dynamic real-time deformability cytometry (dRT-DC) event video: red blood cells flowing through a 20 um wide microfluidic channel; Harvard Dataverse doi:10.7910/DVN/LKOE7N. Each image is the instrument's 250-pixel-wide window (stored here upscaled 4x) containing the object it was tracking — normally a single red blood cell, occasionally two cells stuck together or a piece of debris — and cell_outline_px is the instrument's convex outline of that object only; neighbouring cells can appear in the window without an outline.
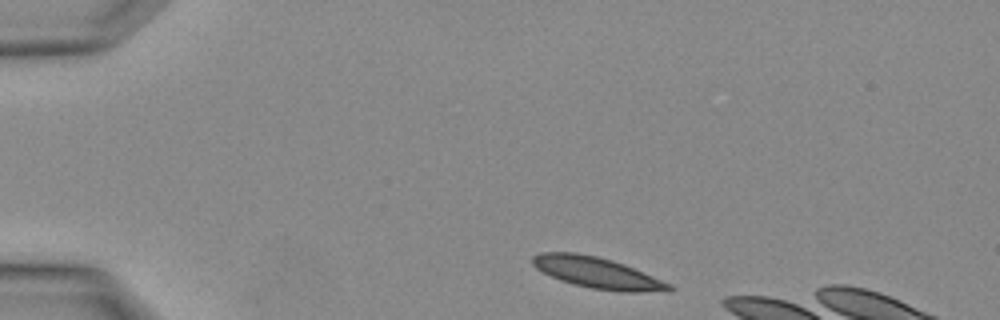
{"species": "Egyptian fruit bat (a non-hibernating species)", "species_latin": "Rousettus aegyptiacus", "temperature_condition": "warm", "stored_images_in_passage": 2, "camera_frame_rate_fps": 3000, "um_per_image_px": 0.085, "animal": {"sex": "female"}, "frame": {"image": 1, "passage_image": 1, "time_ms": 0.0, "image_size_px": [1000, 320], "cell_outline_px": [[676, 288], [672, 292], [624, 292], [592, 288], [572, 284], [560, 280], [536, 268], [532, 264], [532, 256], [540, 252], [576, 252], [596, 256], [612, 260], [624, 264], [672, 284]], "centroid_in_image_um": [50.82, 23.2], "position_along_channel_um": 34.2, "area_um2": 24.91}}